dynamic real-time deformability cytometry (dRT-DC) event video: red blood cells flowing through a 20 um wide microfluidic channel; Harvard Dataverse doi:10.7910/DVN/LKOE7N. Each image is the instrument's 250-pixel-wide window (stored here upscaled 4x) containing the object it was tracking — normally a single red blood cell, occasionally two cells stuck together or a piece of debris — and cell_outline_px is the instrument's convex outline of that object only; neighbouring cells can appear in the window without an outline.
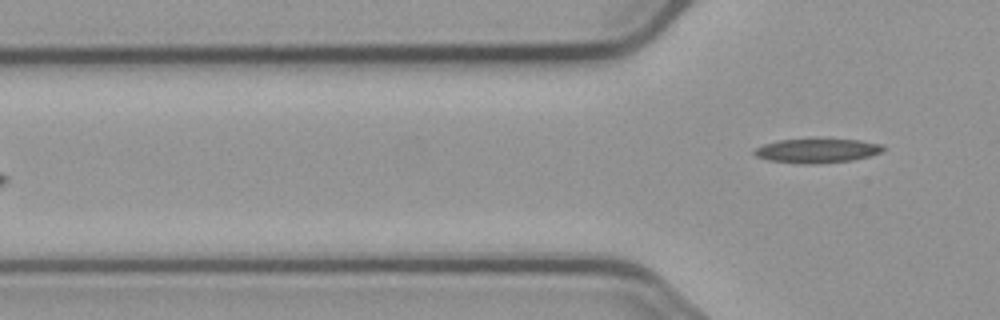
{"species": "common noctule bat (a hibernating species)", "species_latin": "Nyctalus noctula", "temperature_condition": "cold", "stored_images_in_passage": 7, "camera_frame_rate_fps": 3000, "um_per_image_px": 0.085, "animal": {"sex": "male", "body_mass_g": 23.1, "forearm_length_mm": 52.7}, "frame": {"image": 1, "passage_image": 7, "time_ms": 7.333, "image_size_px": [1000, 320], "cell_outline_px": [[884, 148], [880, 152], [868, 156], [852, 160], [816, 164], [804, 164], [768, 160], [756, 156], [752, 152], [756, 148], [764, 144], [780, 140], [860, 140], [880, 144]], "centroid_in_image_um": [69.41, 12.83], "position_along_channel_um": 56.4, "area_um2": 17.74}}